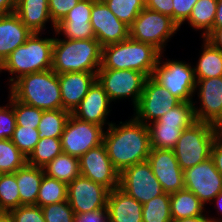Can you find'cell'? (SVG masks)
<instances>
[{"mask_svg": "<svg viewBox=\"0 0 222 222\" xmlns=\"http://www.w3.org/2000/svg\"><path fill=\"white\" fill-rule=\"evenodd\" d=\"M145 7L173 19V2L172 0H145Z\"/></svg>", "mask_w": 222, "mask_h": 222, "instance_id": "cell-46", "label": "cell"}, {"mask_svg": "<svg viewBox=\"0 0 222 222\" xmlns=\"http://www.w3.org/2000/svg\"><path fill=\"white\" fill-rule=\"evenodd\" d=\"M217 2L218 0H198L185 21L193 30H200L202 38H205L213 29Z\"/></svg>", "mask_w": 222, "mask_h": 222, "instance_id": "cell-29", "label": "cell"}, {"mask_svg": "<svg viewBox=\"0 0 222 222\" xmlns=\"http://www.w3.org/2000/svg\"><path fill=\"white\" fill-rule=\"evenodd\" d=\"M41 208L46 222H75V214L68 200L48 204Z\"/></svg>", "mask_w": 222, "mask_h": 222, "instance_id": "cell-41", "label": "cell"}, {"mask_svg": "<svg viewBox=\"0 0 222 222\" xmlns=\"http://www.w3.org/2000/svg\"><path fill=\"white\" fill-rule=\"evenodd\" d=\"M147 78L145 74L129 69H99L96 75L111 101L128 98L133 108L139 102Z\"/></svg>", "mask_w": 222, "mask_h": 222, "instance_id": "cell-9", "label": "cell"}, {"mask_svg": "<svg viewBox=\"0 0 222 222\" xmlns=\"http://www.w3.org/2000/svg\"><path fill=\"white\" fill-rule=\"evenodd\" d=\"M63 109L72 111L80 104L96 80L93 72H68L58 74Z\"/></svg>", "mask_w": 222, "mask_h": 222, "instance_id": "cell-21", "label": "cell"}, {"mask_svg": "<svg viewBox=\"0 0 222 222\" xmlns=\"http://www.w3.org/2000/svg\"><path fill=\"white\" fill-rule=\"evenodd\" d=\"M38 134L39 131L37 129L16 125L11 141L28 157L40 140Z\"/></svg>", "mask_w": 222, "mask_h": 222, "instance_id": "cell-40", "label": "cell"}, {"mask_svg": "<svg viewBox=\"0 0 222 222\" xmlns=\"http://www.w3.org/2000/svg\"><path fill=\"white\" fill-rule=\"evenodd\" d=\"M104 131L102 126L79 120L71 114L60 138L62 150L80 158L91 148L103 143Z\"/></svg>", "mask_w": 222, "mask_h": 222, "instance_id": "cell-11", "label": "cell"}, {"mask_svg": "<svg viewBox=\"0 0 222 222\" xmlns=\"http://www.w3.org/2000/svg\"><path fill=\"white\" fill-rule=\"evenodd\" d=\"M216 139V127L210 123L197 121L184 129L173 149L181 169L185 171L211 157Z\"/></svg>", "mask_w": 222, "mask_h": 222, "instance_id": "cell-6", "label": "cell"}, {"mask_svg": "<svg viewBox=\"0 0 222 222\" xmlns=\"http://www.w3.org/2000/svg\"><path fill=\"white\" fill-rule=\"evenodd\" d=\"M20 206V194L15 173L0 174V212H9Z\"/></svg>", "mask_w": 222, "mask_h": 222, "instance_id": "cell-37", "label": "cell"}, {"mask_svg": "<svg viewBox=\"0 0 222 222\" xmlns=\"http://www.w3.org/2000/svg\"><path fill=\"white\" fill-rule=\"evenodd\" d=\"M0 222H12L9 212H0Z\"/></svg>", "mask_w": 222, "mask_h": 222, "instance_id": "cell-54", "label": "cell"}, {"mask_svg": "<svg viewBox=\"0 0 222 222\" xmlns=\"http://www.w3.org/2000/svg\"><path fill=\"white\" fill-rule=\"evenodd\" d=\"M207 215L204 214L195 217L183 218V219L173 220L172 222H211L209 213Z\"/></svg>", "mask_w": 222, "mask_h": 222, "instance_id": "cell-52", "label": "cell"}, {"mask_svg": "<svg viewBox=\"0 0 222 222\" xmlns=\"http://www.w3.org/2000/svg\"><path fill=\"white\" fill-rule=\"evenodd\" d=\"M12 107L16 118V125L37 129L43 110L26 105L12 96Z\"/></svg>", "mask_w": 222, "mask_h": 222, "instance_id": "cell-39", "label": "cell"}, {"mask_svg": "<svg viewBox=\"0 0 222 222\" xmlns=\"http://www.w3.org/2000/svg\"><path fill=\"white\" fill-rule=\"evenodd\" d=\"M104 131L103 143L114 167L125 168L147 161L151 151L148 126L131 116L125 122L112 123Z\"/></svg>", "mask_w": 222, "mask_h": 222, "instance_id": "cell-1", "label": "cell"}, {"mask_svg": "<svg viewBox=\"0 0 222 222\" xmlns=\"http://www.w3.org/2000/svg\"><path fill=\"white\" fill-rule=\"evenodd\" d=\"M160 53L152 78L181 102H193L195 99L196 77L194 67L183 60H170Z\"/></svg>", "mask_w": 222, "mask_h": 222, "instance_id": "cell-7", "label": "cell"}, {"mask_svg": "<svg viewBox=\"0 0 222 222\" xmlns=\"http://www.w3.org/2000/svg\"><path fill=\"white\" fill-rule=\"evenodd\" d=\"M16 100L43 111L63 109L58 74L52 69L20 77L9 88Z\"/></svg>", "mask_w": 222, "mask_h": 222, "instance_id": "cell-4", "label": "cell"}, {"mask_svg": "<svg viewBox=\"0 0 222 222\" xmlns=\"http://www.w3.org/2000/svg\"><path fill=\"white\" fill-rule=\"evenodd\" d=\"M27 163V157L11 139L0 140V174L15 173Z\"/></svg>", "mask_w": 222, "mask_h": 222, "instance_id": "cell-36", "label": "cell"}, {"mask_svg": "<svg viewBox=\"0 0 222 222\" xmlns=\"http://www.w3.org/2000/svg\"><path fill=\"white\" fill-rule=\"evenodd\" d=\"M196 80L200 103L198 108V102L193 101L196 120L216 126L222 121V76Z\"/></svg>", "mask_w": 222, "mask_h": 222, "instance_id": "cell-16", "label": "cell"}, {"mask_svg": "<svg viewBox=\"0 0 222 222\" xmlns=\"http://www.w3.org/2000/svg\"><path fill=\"white\" fill-rule=\"evenodd\" d=\"M143 222H172L170 193H163L143 204Z\"/></svg>", "mask_w": 222, "mask_h": 222, "instance_id": "cell-34", "label": "cell"}, {"mask_svg": "<svg viewBox=\"0 0 222 222\" xmlns=\"http://www.w3.org/2000/svg\"><path fill=\"white\" fill-rule=\"evenodd\" d=\"M71 112L65 109L43 111L37 130L39 139L61 138Z\"/></svg>", "mask_w": 222, "mask_h": 222, "instance_id": "cell-30", "label": "cell"}, {"mask_svg": "<svg viewBox=\"0 0 222 222\" xmlns=\"http://www.w3.org/2000/svg\"><path fill=\"white\" fill-rule=\"evenodd\" d=\"M180 102L168 89L162 87L152 77H148L132 116L137 121L148 125L157 121Z\"/></svg>", "mask_w": 222, "mask_h": 222, "instance_id": "cell-10", "label": "cell"}, {"mask_svg": "<svg viewBox=\"0 0 222 222\" xmlns=\"http://www.w3.org/2000/svg\"><path fill=\"white\" fill-rule=\"evenodd\" d=\"M79 0H48L52 23L58 24Z\"/></svg>", "mask_w": 222, "mask_h": 222, "instance_id": "cell-44", "label": "cell"}, {"mask_svg": "<svg viewBox=\"0 0 222 222\" xmlns=\"http://www.w3.org/2000/svg\"><path fill=\"white\" fill-rule=\"evenodd\" d=\"M8 103L0 105V140L11 139L16 127V118L12 107V95H8Z\"/></svg>", "mask_w": 222, "mask_h": 222, "instance_id": "cell-42", "label": "cell"}, {"mask_svg": "<svg viewBox=\"0 0 222 222\" xmlns=\"http://www.w3.org/2000/svg\"><path fill=\"white\" fill-rule=\"evenodd\" d=\"M32 33L15 12L0 14V65L18 46L24 44Z\"/></svg>", "mask_w": 222, "mask_h": 222, "instance_id": "cell-22", "label": "cell"}, {"mask_svg": "<svg viewBox=\"0 0 222 222\" xmlns=\"http://www.w3.org/2000/svg\"><path fill=\"white\" fill-rule=\"evenodd\" d=\"M42 33H32L24 44L18 46L0 65L7 72L9 87L20 77L52 68L54 37H41Z\"/></svg>", "mask_w": 222, "mask_h": 222, "instance_id": "cell-3", "label": "cell"}, {"mask_svg": "<svg viewBox=\"0 0 222 222\" xmlns=\"http://www.w3.org/2000/svg\"><path fill=\"white\" fill-rule=\"evenodd\" d=\"M157 121L162 125L179 126L183 130L190 128L197 122L194 104L193 102H180Z\"/></svg>", "mask_w": 222, "mask_h": 222, "instance_id": "cell-35", "label": "cell"}, {"mask_svg": "<svg viewBox=\"0 0 222 222\" xmlns=\"http://www.w3.org/2000/svg\"><path fill=\"white\" fill-rule=\"evenodd\" d=\"M53 44L52 70L57 74L68 72H97L101 66L102 47L95 39H59Z\"/></svg>", "mask_w": 222, "mask_h": 222, "instance_id": "cell-2", "label": "cell"}, {"mask_svg": "<svg viewBox=\"0 0 222 222\" xmlns=\"http://www.w3.org/2000/svg\"><path fill=\"white\" fill-rule=\"evenodd\" d=\"M17 0H0V14L13 13L16 10Z\"/></svg>", "mask_w": 222, "mask_h": 222, "instance_id": "cell-50", "label": "cell"}, {"mask_svg": "<svg viewBox=\"0 0 222 222\" xmlns=\"http://www.w3.org/2000/svg\"><path fill=\"white\" fill-rule=\"evenodd\" d=\"M119 187L142 205L164 193L148 161L125 168Z\"/></svg>", "mask_w": 222, "mask_h": 222, "instance_id": "cell-12", "label": "cell"}, {"mask_svg": "<svg viewBox=\"0 0 222 222\" xmlns=\"http://www.w3.org/2000/svg\"><path fill=\"white\" fill-rule=\"evenodd\" d=\"M106 208L109 222H143V205L120 187L109 191Z\"/></svg>", "mask_w": 222, "mask_h": 222, "instance_id": "cell-23", "label": "cell"}, {"mask_svg": "<svg viewBox=\"0 0 222 222\" xmlns=\"http://www.w3.org/2000/svg\"><path fill=\"white\" fill-rule=\"evenodd\" d=\"M215 48L222 50V27L213 28L205 37Z\"/></svg>", "mask_w": 222, "mask_h": 222, "instance_id": "cell-49", "label": "cell"}, {"mask_svg": "<svg viewBox=\"0 0 222 222\" xmlns=\"http://www.w3.org/2000/svg\"><path fill=\"white\" fill-rule=\"evenodd\" d=\"M63 152L60 138L40 139L27 157V164L43 168Z\"/></svg>", "mask_w": 222, "mask_h": 222, "instance_id": "cell-32", "label": "cell"}, {"mask_svg": "<svg viewBox=\"0 0 222 222\" xmlns=\"http://www.w3.org/2000/svg\"><path fill=\"white\" fill-rule=\"evenodd\" d=\"M43 169L47 176L68 185L80 175L79 158L62 152L45 165Z\"/></svg>", "mask_w": 222, "mask_h": 222, "instance_id": "cell-28", "label": "cell"}, {"mask_svg": "<svg viewBox=\"0 0 222 222\" xmlns=\"http://www.w3.org/2000/svg\"><path fill=\"white\" fill-rule=\"evenodd\" d=\"M160 52L152 45L127 39L102 47L99 69L135 70L152 77Z\"/></svg>", "mask_w": 222, "mask_h": 222, "instance_id": "cell-5", "label": "cell"}, {"mask_svg": "<svg viewBox=\"0 0 222 222\" xmlns=\"http://www.w3.org/2000/svg\"><path fill=\"white\" fill-rule=\"evenodd\" d=\"M15 13L22 23L33 33L45 34L46 24L51 22L55 32L56 25L52 23L48 0H17Z\"/></svg>", "mask_w": 222, "mask_h": 222, "instance_id": "cell-24", "label": "cell"}, {"mask_svg": "<svg viewBox=\"0 0 222 222\" xmlns=\"http://www.w3.org/2000/svg\"><path fill=\"white\" fill-rule=\"evenodd\" d=\"M109 190L83 175H79L67 187V200L74 214L105 209Z\"/></svg>", "mask_w": 222, "mask_h": 222, "instance_id": "cell-15", "label": "cell"}, {"mask_svg": "<svg viewBox=\"0 0 222 222\" xmlns=\"http://www.w3.org/2000/svg\"><path fill=\"white\" fill-rule=\"evenodd\" d=\"M215 203V204H214ZM211 204H214V207H216V211H218V216L220 214V216L222 215V192H220L215 198L214 200L211 202ZM216 205V206H215ZM210 216V221L212 222H222V216H221V219L218 218V217H212Z\"/></svg>", "mask_w": 222, "mask_h": 222, "instance_id": "cell-51", "label": "cell"}, {"mask_svg": "<svg viewBox=\"0 0 222 222\" xmlns=\"http://www.w3.org/2000/svg\"><path fill=\"white\" fill-rule=\"evenodd\" d=\"M201 47V54L194 67L196 79H208L222 76V50L215 48L205 38Z\"/></svg>", "mask_w": 222, "mask_h": 222, "instance_id": "cell-27", "label": "cell"}, {"mask_svg": "<svg viewBox=\"0 0 222 222\" xmlns=\"http://www.w3.org/2000/svg\"><path fill=\"white\" fill-rule=\"evenodd\" d=\"M68 185L44 174L40 184L36 206L43 207L67 200Z\"/></svg>", "mask_w": 222, "mask_h": 222, "instance_id": "cell-33", "label": "cell"}, {"mask_svg": "<svg viewBox=\"0 0 222 222\" xmlns=\"http://www.w3.org/2000/svg\"><path fill=\"white\" fill-rule=\"evenodd\" d=\"M198 0H172L173 2V20L181 27L189 18L193 6Z\"/></svg>", "mask_w": 222, "mask_h": 222, "instance_id": "cell-45", "label": "cell"}, {"mask_svg": "<svg viewBox=\"0 0 222 222\" xmlns=\"http://www.w3.org/2000/svg\"><path fill=\"white\" fill-rule=\"evenodd\" d=\"M211 158L218 171L222 174V143L218 139L213 143Z\"/></svg>", "mask_w": 222, "mask_h": 222, "instance_id": "cell-48", "label": "cell"}, {"mask_svg": "<svg viewBox=\"0 0 222 222\" xmlns=\"http://www.w3.org/2000/svg\"><path fill=\"white\" fill-rule=\"evenodd\" d=\"M222 27V0L217 2L216 17L213 23V28Z\"/></svg>", "mask_w": 222, "mask_h": 222, "instance_id": "cell-53", "label": "cell"}, {"mask_svg": "<svg viewBox=\"0 0 222 222\" xmlns=\"http://www.w3.org/2000/svg\"><path fill=\"white\" fill-rule=\"evenodd\" d=\"M179 28L171 17L145 7L129 27V37L150 44L164 53L169 39Z\"/></svg>", "mask_w": 222, "mask_h": 222, "instance_id": "cell-8", "label": "cell"}, {"mask_svg": "<svg viewBox=\"0 0 222 222\" xmlns=\"http://www.w3.org/2000/svg\"><path fill=\"white\" fill-rule=\"evenodd\" d=\"M147 161L165 193L184 189V171L178 164L174 150L151 148Z\"/></svg>", "mask_w": 222, "mask_h": 222, "instance_id": "cell-18", "label": "cell"}, {"mask_svg": "<svg viewBox=\"0 0 222 222\" xmlns=\"http://www.w3.org/2000/svg\"><path fill=\"white\" fill-rule=\"evenodd\" d=\"M112 13L130 27L145 8V0H103Z\"/></svg>", "mask_w": 222, "mask_h": 222, "instance_id": "cell-38", "label": "cell"}, {"mask_svg": "<svg viewBox=\"0 0 222 222\" xmlns=\"http://www.w3.org/2000/svg\"><path fill=\"white\" fill-rule=\"evenodd\" d=\"M95 0H79L65 17L56 24V35H63L64 39L80 40L95 38L90 23L91 9Z\"/></svg>", "mask_w": 222, "mask_h": 222, "instance_id": "cell-20", "label": "cell"}, {"mask_svg": "<svg viewBox=\"0 0 222 222\" xmlns=\"http://www.w3.org/2000/svg\"><path fill=\"white\" fill-rule=\"evenodd\" d=\"M12 222H46L42 208L36 205H20L9 211Z\"/></svg>", "mask_w": 222, "mask_h": 222, "instance_id": "cell-43", "label": "cell"}, {"mask_svg": "<svg viewBox=\"0 0 222 222\" xmlns=\"http://www.w3.org/2000/svg\"><path fill=\"white\" fill-rule=\"evenodd\" d=\"M44 174L43 168L32 166L27 163L16 171L20 205H36L40 184Z\"/></svg>", "mask_w": 222, "mask_h": 222, "instance_id": "cell-25", "label": "cell"}, {"mask_svg": "<svg viewBox=\"0 0 222 222\" xmlns=\"http://www.w3.org/2000/svg\"><path fill=\"white\" fill-rule=\"evenodd\" d=\"M217 139L222 143V121L216 126Z\"/></svg>", "mask_w": 222, "mask_h": 222, "instance_id": "cell-55", "label": "cell"}, {"mask_svg": "<svg viewBox=\"0 0 222 222\" xmlns=\"http://www.w3.org/2000/svg\"><path fill=\"white\" fill-rule=\"evenodd\" d=\"M75 222H109L108 210L105 208L97 211L75 214Z\"/></svg>", "mask_w": 222, "mask_h": 222, "instance_id": "cell-47", "label": "cell"}, {"mask_svg": "<svg viewBox=\"0 0 222 222\" xmlns=\"http://www.w3.org/2000/svg\"><path fill=\"white\" fill-rule=\"evenodd\" d=\"M111 102L103 86L96 79L71 114L79 120L97 124L105 129L107 125L110 126L113 123L107 121V116L112 110L110 109Z\"/></svg>", "mask_w": 222, "mask_h": 222, "instance_id": "cell-19", "label": "cell"}, {"mask_svg": "<svg viewBox=\"0 0 222 222\" xmlns=\"http://www.w3.org/2000/svg\"><path fill=\"white\" fill-rule=\"evenodd\" d=\"M151 148L173 150L183 129L179 126L162 125L158 121L149 123Z\"/></svg>", "mask_w": 222, "mask_h": 222, "instance_id": "cell-31", "label": "cell"}, {"mask_svg": "<svg viewBox=\"0 0 222 222\" xmlns=\"http://www.w3.org/2000/svg\"><path fill=\"white\" fill-rule=\"evenodd\" d=\"M183 173L184 189L193 192L204 205L211 204L222 192V174L211 157Z\"/></svg>", "mask_w": 222, "mask_h": 222, "instance_id": "cell-13", "label": "cell"}, {"mask_svg": "<svg viewBox=\"0 0 222 222\" xmlns=\"http://www.w3.org/2000/svg\"><path fill=\"white\" fill-rule=\"evenodd\" d=\"M90 23L101 47L119 43L129 37V27L120 21L103 0H95Z\"/></svg>", "mask_w": 222, "mask_h": 222, "instance_id": "cell-17", "label": "cell"}, {"mask_svg": "<svg viewBox=\"0 0 222 222\" xmlns=\"http://www.w3.org/2000/svg\"><path fill=\"white\" fill-rule=\"evenodd\" d=\"M80 174L106 187H119L120 172L112 164L104 143L91 148L79 158Z\"/></svg>", "mask_w": 222, "mask_h": 222, "instance_id": "cell-14", "label": "cell"}, {"mask_svg": "<svg viewBox=\"0 0 222 222\" xmlns=\"http://www.w3.org/2000/svg\"><path fill=\"white\" fill-rule=\"evenodd\" d=\"M205 206L193 192L187 189L170 194L172 221L204 215L208 213Z\"/></svg>", "mask_w": 222, "mask_h": 222, "instance_id": "cell-26", "label": "cell"}]
</instances>
